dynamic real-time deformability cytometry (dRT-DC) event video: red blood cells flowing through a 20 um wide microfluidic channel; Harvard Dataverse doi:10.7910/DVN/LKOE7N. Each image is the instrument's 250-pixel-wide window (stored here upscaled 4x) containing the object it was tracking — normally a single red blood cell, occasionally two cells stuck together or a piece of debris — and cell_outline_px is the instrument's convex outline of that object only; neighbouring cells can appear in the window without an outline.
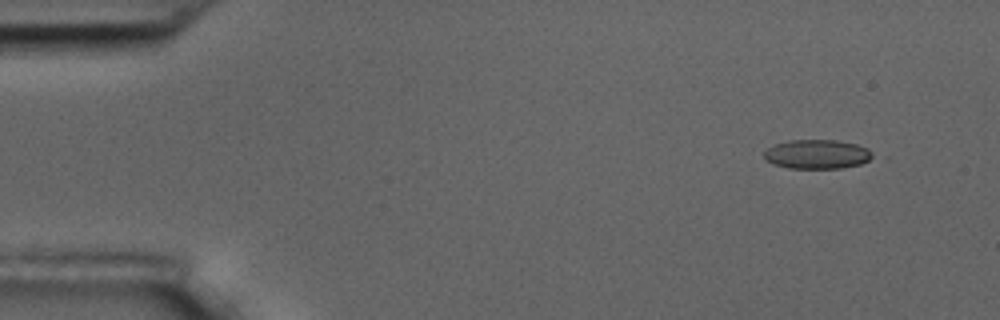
{"species": "common noctule bat (a hibernating species)", "species_latin": "Nyctalus noctula", "temperature_condition": "room temperature", "stored_images_in_passage": 4, "camera_frame_rate_fps": 3000, "um_per_image_px": 0.085, "animal": {"sex": "male", "body_mass_g": 17.5, "forearm_length_mm": 52.3}, "frame": {"image": 1, "passage_image": 1, "time_ms": 0.0, "image_size_px": [1000, 320], "cell_outline_px": [[880, 156], [860, 164], [840, 168], [788, 168], [772, 164], [764, 160], [764, 152], [768, 148], [776, 144], [788, 140], [836, 140], [856, 144], [868, 148]], "centroid_in_image_um": [69.51, 13.11], "position_along_channel_um": 15.5, "area_um2": 18.79}}
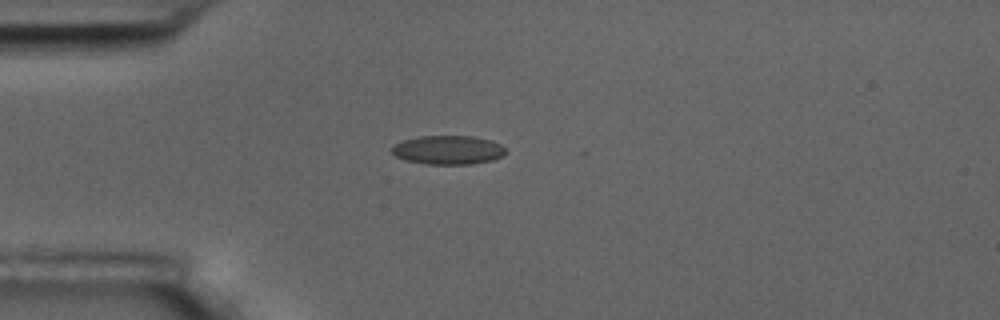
{"frame": {"image": 2, "passage_image": 4, "time_ms": 3.333, "image_size_px": [1000, 320], "cell_outline_px": [[504, 156], [492, 160], [468, 164], [424, 164], [404, 160], [396, 156], [392, 152], [392, 148], [396, 144], [404, 140], [420, 136], [472, 136], [492, 140], [500, 144], [504, 148]], "centroid_in_image_um": [38.09, 12.75], "position_along_channel_um": 46.9, "area_um2": 19.07}}